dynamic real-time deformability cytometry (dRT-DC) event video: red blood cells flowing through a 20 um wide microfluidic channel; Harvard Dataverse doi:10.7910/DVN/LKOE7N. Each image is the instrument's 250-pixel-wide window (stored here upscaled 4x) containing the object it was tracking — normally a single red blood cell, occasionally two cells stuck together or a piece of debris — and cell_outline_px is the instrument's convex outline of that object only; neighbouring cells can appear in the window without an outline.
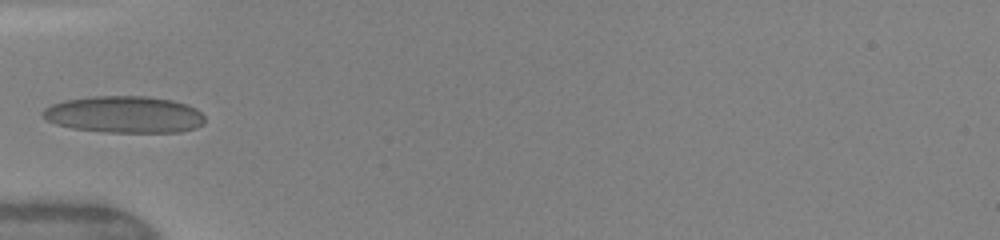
{"species": "human", "species_latin": "Homo sapiens", "temperature_condition": "warm", "stored_images_in_passage": 33, "camera_frame_rate_fps": 3000, "um_per_image_px": 0.085, "donor": {"sex": "female"}, "frame": {"image": 1, "passage_image": 1, "time_ms": 0.0, "image_size_px": [1000, 240], "cell_outline_px": [[204, 124], [196, 128], [180, 132], [108, 132], [72, 128], [56, 124], [40, 116], [40, 112], [44, 108], [52, 104], [64, 100], [92, 96], [148, 96], [172, 100], [188, 104], [196, 108], [204, 116]], "centroid_in_image_um": [10.57, 9.73], "position_along_channel_um": 74.4, "area_um2": 35.03}}
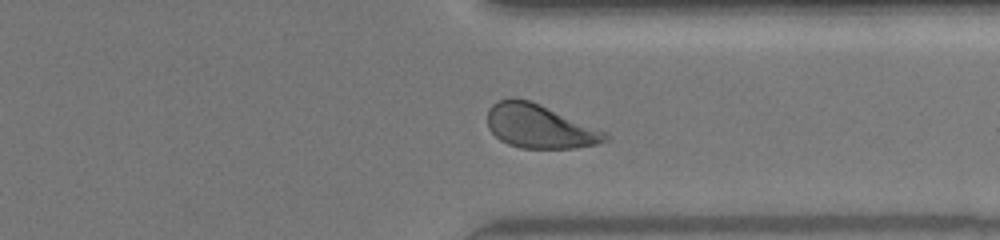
{"frame": {"image": 2, "passage_image": 22, "time_ms": 7.0, "image_size_px": [1000, 240], "cell_outline_px": [[608, 140], [596, 144], [572, 148], [520, 148], [508, 144], [500, 140], [488, 128], [488, 108], [492, 104], [500, 100], [512, 96], [528, 100], [540, 104], [608, 132]], "centroid_in_image_um": [45.85, 10.73], "position_along_channel_um": 365.5, "area_um2": 30.11}}
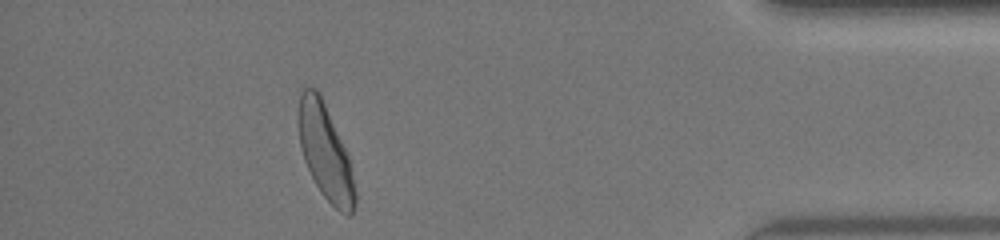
{"frame": {"image": 3, "passage_image": 28, "time_ms": 9.0, "image_size_px": [1000, 240], "cell_outline_px": [[356, 204], [352, 212], [348, 216], [340, 212], [320, 192], [304, 160], [300, 144], [296, 116], [300, 92], [304, 88], [316, 88], [320, 92], [348, 156], [356, 192]], "centroid_in_image_um": [27.62, 12.89], "position_along_channel_um": 407.6, "area_um2": 31.27}, "authors_computed_cell_mechanics": {"area_um2": 30.6918, "velocity_mm_per_s": 4.1484, "shape_relaxation_time_tau1_ms": 2.7889, "shape_relaxation_time_tau2_ms": null, "deformation_change_tau1": 0.1277, "deformation_change_tau2": null}}